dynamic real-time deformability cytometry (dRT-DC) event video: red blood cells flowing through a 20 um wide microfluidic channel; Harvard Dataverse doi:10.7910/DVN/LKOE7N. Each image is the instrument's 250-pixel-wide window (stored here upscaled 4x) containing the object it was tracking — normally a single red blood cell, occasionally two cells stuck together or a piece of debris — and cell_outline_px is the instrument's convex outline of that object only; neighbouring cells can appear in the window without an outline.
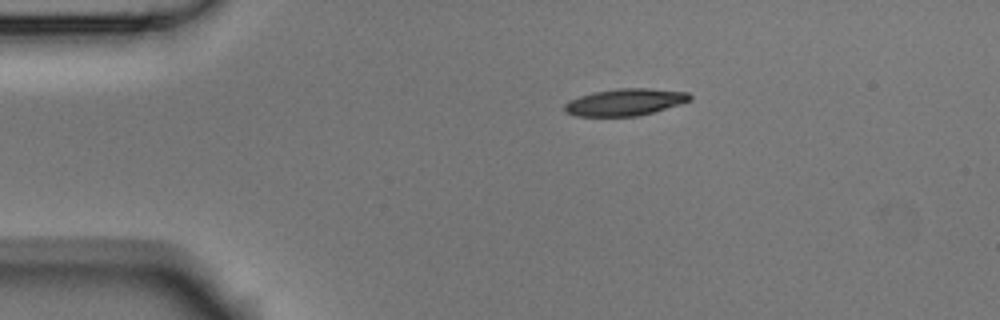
{"species": "Egyptian fruit bat (a non-hibernating species)", "species_latin": "Rousettus aegyptiacus", "temperature_condition": "room temperature", "stored_images_in_passage": 5, "camera_frame_rate_fps": 3000, "um_per_image_px": 0.085, "animal": {"sex": "male"}, "frame": {"image": 1, "passage_image": 5, "time_ms": 1.333, "image_size_px": [1000, 320], "cell_outline_px": [[692, 100], [680, 104], [652, 112], [636, 116], [576, 116], [564, 112], [564, 104], [568, 100], [580, 96], [596, 92], [620, 88], [648, 88], [688, 92], [692, 96]], "centroid_in_image_um": [53.13, 8.68], "position_along_channel_um": 31.9, "area_um2": 19.59}}